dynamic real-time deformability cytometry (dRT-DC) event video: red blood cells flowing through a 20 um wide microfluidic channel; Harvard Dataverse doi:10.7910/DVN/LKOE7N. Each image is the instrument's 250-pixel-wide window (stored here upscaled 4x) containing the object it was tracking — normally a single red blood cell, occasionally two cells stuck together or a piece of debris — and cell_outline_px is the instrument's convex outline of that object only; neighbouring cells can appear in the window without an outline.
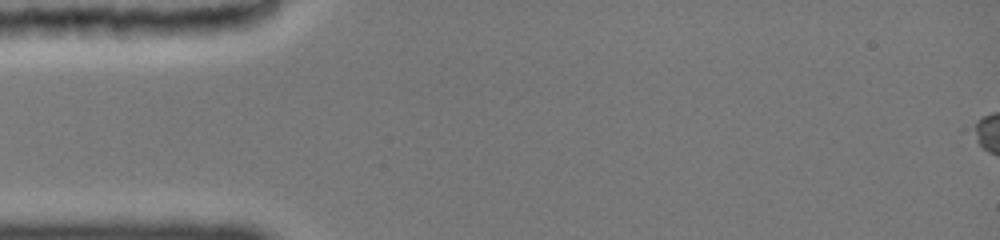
{"species": "common noctule bat (a hibernating species)", "species_latin": "Nyctalus noctula", "temperature_condition": "cold", "stored_images_in_passage": 1, "camera_frame_rate_fps": 3000, "um_per_image_px": 0.085, "animal": {"sex": "female", "body_mass_g": 19.0, "forearm_length_mm": 51.5}, "frame": {"image": 1, "passage_image": 1, "time_ms": 0.0, "image_size_px": [1000, 240], "cell_outline_px": [[236, 24], [232, 28], [216, 36], [128, 36], [64, 32], [40, 28], [28, 24], [28, 20], [224, 16], [232, 16]], "centroid_in_image_um": [12.08, 2.21], "position_along_channel_um": 72.9, "area_um2": 23.52}}